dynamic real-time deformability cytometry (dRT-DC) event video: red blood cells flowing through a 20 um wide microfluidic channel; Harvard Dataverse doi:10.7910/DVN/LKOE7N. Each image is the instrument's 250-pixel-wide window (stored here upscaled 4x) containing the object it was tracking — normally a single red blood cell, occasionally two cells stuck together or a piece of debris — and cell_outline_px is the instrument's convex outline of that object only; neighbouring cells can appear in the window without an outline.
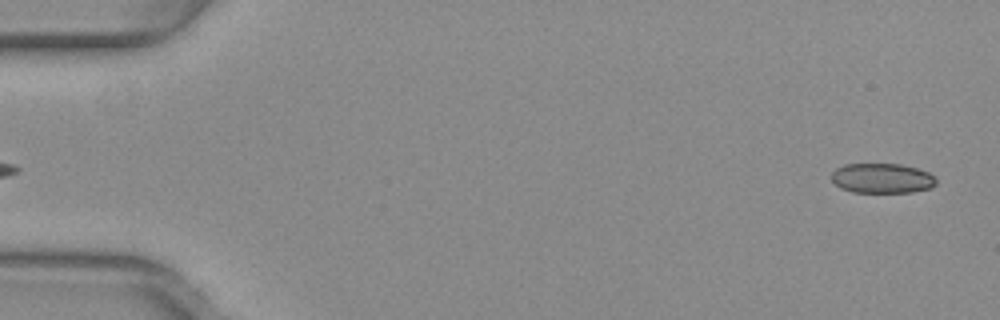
{"species": "common noctule bat (a hibernating species)", "species_latin": "Nyctalus noctula", "temperature_condition": "warm", "stored_images_in_passage": 52, "camera_frame_rate_fps": 3000, "um_per_image_px": 0.085, "animal": {"sex": "female", "body_mass_g": 29.2, "forearm_length_mm": 56.3}, "frame": {"image": 1, "passage_image": 2, "time_ms": 0.333, "image_size_px": [1000, 320], "cell_outline_px": [[936, 184], [932, 188], [912, 192], [852, 192], [840, 188], [832, 180], [832, 172], [836, 168], [844, 164], [900, 164], [916, 168], [928, 172], [936, 176]], "centroid_in_image_um": [74.99, 15.15], "position_along_channel_um": 10.0, "area_um2": 18.32}}
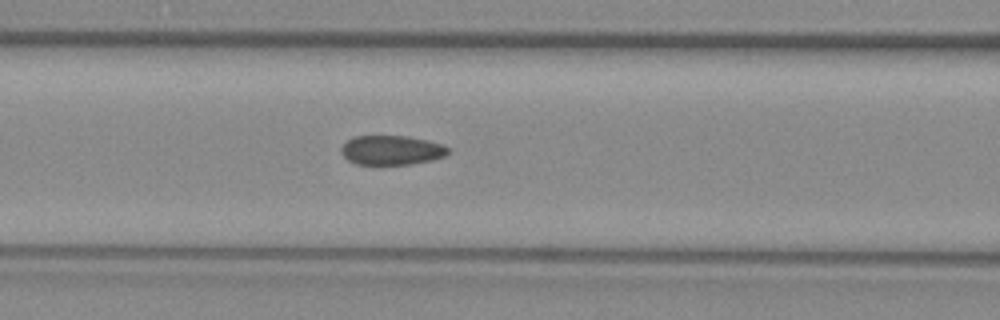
{"frame": {"image": 2, "passage_image": 22, "time_ms": 7.0, "image_size_px": [1000, 320], "cell_outline_px": [[452, 152], [444, 156], [432, 160], [412, 164], [356, 164], [348, 160], [344, 156], [340, 148], [352, 136], [408, 136], [428, 140], [444, 144], [452, 148]], "centroid_in_image_um": [33.35, 12.75], "position_along_channel_um": 133.2, "area_um2": 18.55}}
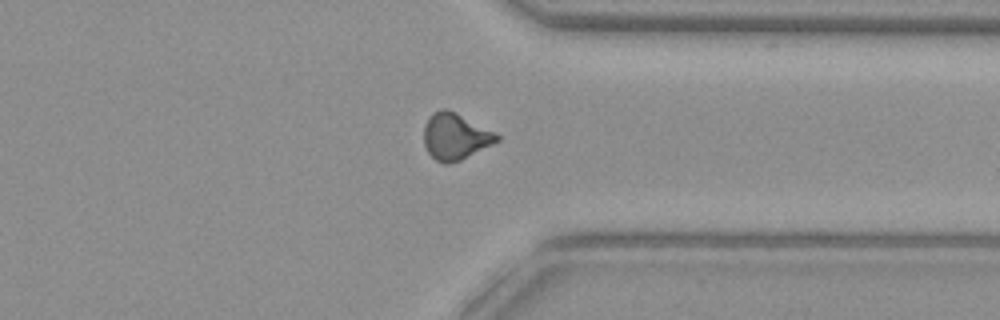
{"frame": {"image": 3, "passage_image": 40, "time_ms": 13.0, "image_size_px": [1000, 320], "cell_outline_px": [[500, 140], [460, 160], [448, 164], [444, 164], [436, 160], [428, 152], [424, 144], [424, 124], [428, 116], [432, 112], [440, 108], [444, 108], [456, 112], [496, 132], [500, 136]], "centroid_in_image_um": [38.68, 11.57], "position_along_channel_um": 372.7, "area_um2": 19.88}, "authors_computed_cell_mechanics": {"area_um2": 19.2185, "velocity_mm_per_s": 4.0363, "shape_relaxation_time_tau1_ms": null, "shape_relaxation_time_tau2_ms": 1.4288, "deformation_change_tau1": null, "deformation_change_tau2": 0.0671}}